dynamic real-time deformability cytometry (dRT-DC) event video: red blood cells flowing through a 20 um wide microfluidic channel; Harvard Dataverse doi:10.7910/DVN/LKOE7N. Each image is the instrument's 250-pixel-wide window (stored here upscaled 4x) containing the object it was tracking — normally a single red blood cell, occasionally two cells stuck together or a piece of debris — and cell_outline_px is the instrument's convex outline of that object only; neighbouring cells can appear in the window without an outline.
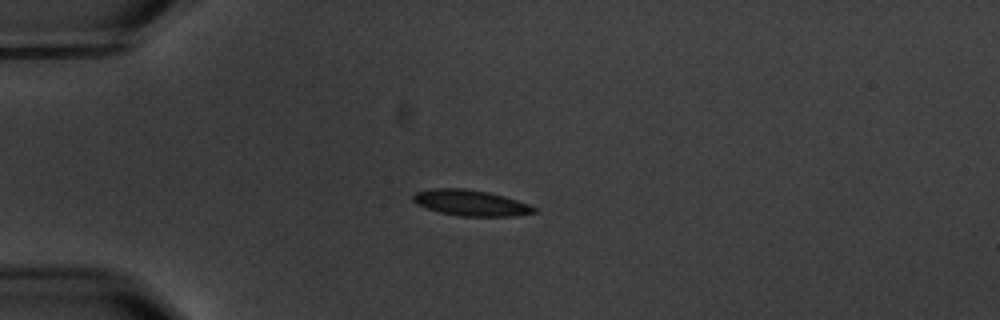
{"species": "common noctule bat (a hibernating species)", "species_latin": "Nyctalus noctula", "temperature_condition": "warm", "stored_images_in_passage": 3, "camera_frame_rate_fps": 3000, "um_per_image_px": 0.085, "animal": {"sex": "male", "body_mass_g": 20.1, "forearm_length_mm": 53.5}, "frame": {"image": 1, "passage_image": 3, "time_ms": 3.0, "image_size_px": [1000, 320], "cell_outline_px": [[540, 212], [512, 216], [460, 216], [440, 212], [416, 204], [412, 200], [412, 196], [416, 192], [432, 188], [464, 188], [488, 192], [504, 196], [528, 204], [536, 208]], "centroid_in_image_um": [40.01, 17.24], "position_along_channel_um": 45.0, "area_um2": 18.21}}